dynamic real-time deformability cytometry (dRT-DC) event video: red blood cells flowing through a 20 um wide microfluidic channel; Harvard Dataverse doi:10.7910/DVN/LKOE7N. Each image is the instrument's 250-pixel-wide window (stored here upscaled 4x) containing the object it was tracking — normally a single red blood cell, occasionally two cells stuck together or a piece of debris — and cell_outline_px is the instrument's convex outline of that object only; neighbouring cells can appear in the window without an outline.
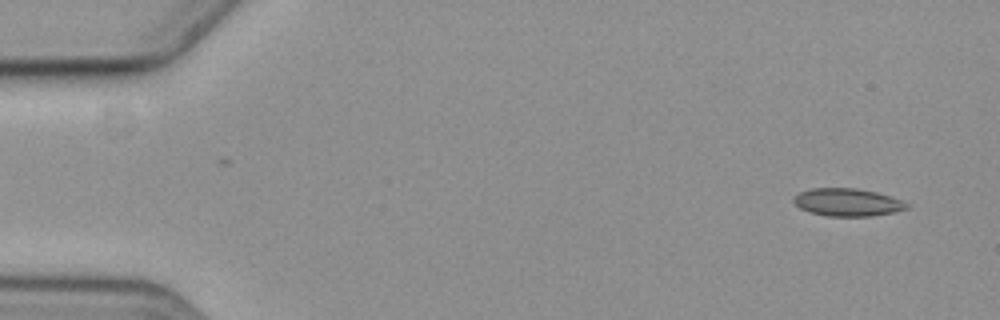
{"species": "common noctule bat (a hibernating species)", "species_latin": "Nyctalus noctula", "temperature_condition": "cold", "stored_images_in_passage": 11, "camera_frame_rate_fps": 3000, "um_per_image_px": 0.085, "animal": {"sex": "female", "body_mass_g": 19.3, "forearm_length_mm": 54.1}, "frame": {"image": 1, "passage_image": 3, "time_ms": 0.667, "image_size_px": [1000, 320], "cell_outline_px": [[908, 208], [892, 212], [872, 216], [828, 216], [808, 212], [800, 208], [792, 200], [792, 196], [800, 192], [812, 188], [856, 188], [876, 192], [900, 200], [908, 204]], "centroid_in_image_um": [71.97, 17.19], "position_along_channel_um": 13.0, "area_um2": 18.15}}